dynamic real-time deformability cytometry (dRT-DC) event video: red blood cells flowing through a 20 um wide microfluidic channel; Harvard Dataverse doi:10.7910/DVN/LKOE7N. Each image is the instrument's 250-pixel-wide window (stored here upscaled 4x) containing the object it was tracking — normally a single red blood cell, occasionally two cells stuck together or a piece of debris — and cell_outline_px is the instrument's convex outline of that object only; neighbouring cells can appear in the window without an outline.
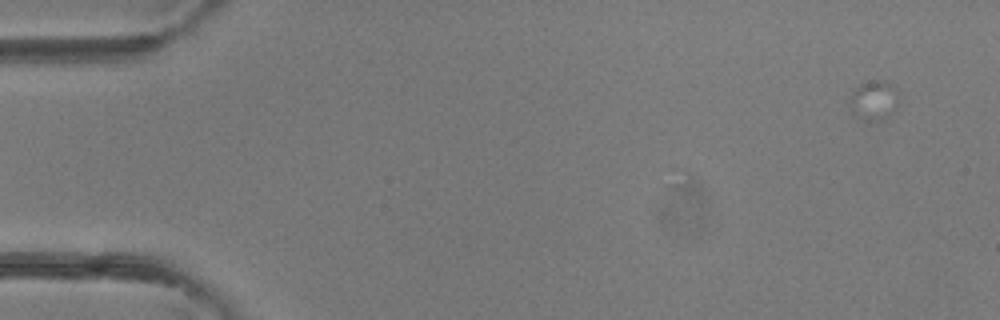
{"species": "common noctule bat (a hibernating species)", "species_latin": "Nyctalus noctula", "temperature_condition": "room temperature", "stored_images_in_passage": 3, "camera_frame_rate_fps": 3000, "um_per_image_px": 0.085, "animal": {"sex": "female"}, "frame": {"image": 1, "passage_image": 1, "time_ms": 0.0, "image_size_px": [1000, 320], "cell_outline_px": [[900, 104], [896, 112], [884, 120], [864, 124], [856, 116], [852, 108], [852, 92], [860, 84], [876, 80], [888, 80], [896, 88]], "centroid_in_image_um": [74.38, 8.59], "position_along_channel_um": 10.6, "area_um2": 11.85}}